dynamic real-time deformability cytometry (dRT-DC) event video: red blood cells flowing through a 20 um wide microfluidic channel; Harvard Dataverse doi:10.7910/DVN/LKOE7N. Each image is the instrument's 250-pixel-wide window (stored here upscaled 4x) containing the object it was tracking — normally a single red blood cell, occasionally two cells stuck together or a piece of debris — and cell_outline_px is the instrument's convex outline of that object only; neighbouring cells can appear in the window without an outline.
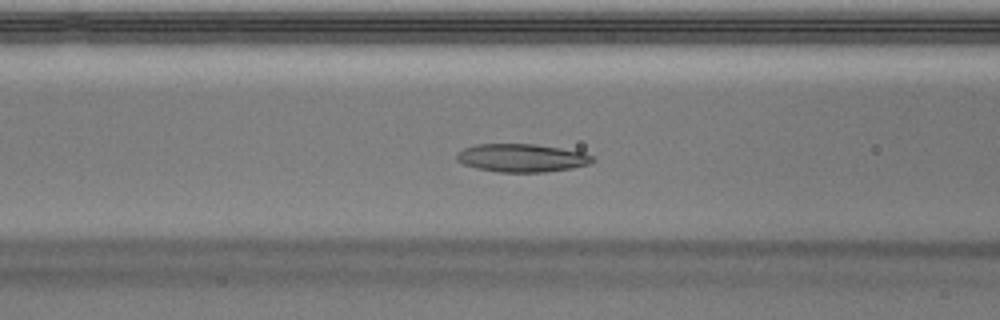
{"species": "Egyptian fruit bat (a non-hibernating species)", "species_latin": "Rousettus aegyptiacus", "temperature_condition": "warm", "stored_images_in_passage": 51, "camera_frame_rate_fps": 3000, "um_per_image_px": 0.085, "animal": {"sex": "male"}, "frame": {"image": 1, "passage_image": 20, "time_ms": 6.333, "image_size_px": [1000, 320], "cell_outline_px": [[596, 160], [588, 164], [572, 168], [544, 172], [496, 172], [476, 168], [464, 164], [456, 160], [456, 156], [464, 148], [476, 144], [536, 144], [584, 152], [592, 156]], "centroid_in_image_um": [44.36, 13.42], "position_along_channel_um": 122.2, "area_um2": 22.25}}
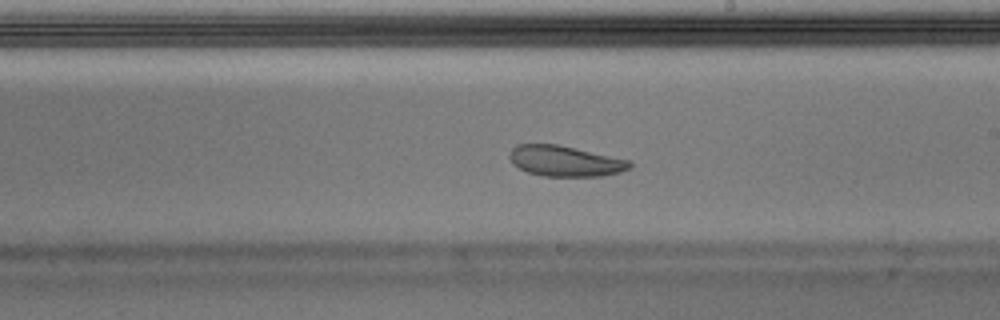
{"frame": {"image": 2, "passage_image": 29, "time_ms": 9.333, "image_size_px": [1000, 320], "cell_outline_px": [[632, 168], [620, 172], [604, 176], [544, 176], [528, 172], [512, 164], [508, 156], [512, 148], [516, 144], [556, 144], [628, 160], [632, 164]], "centroid_in_image_um": [48.01, 13.69], "position_along_channel_um": 241.0, "area_um2": 21.33}}
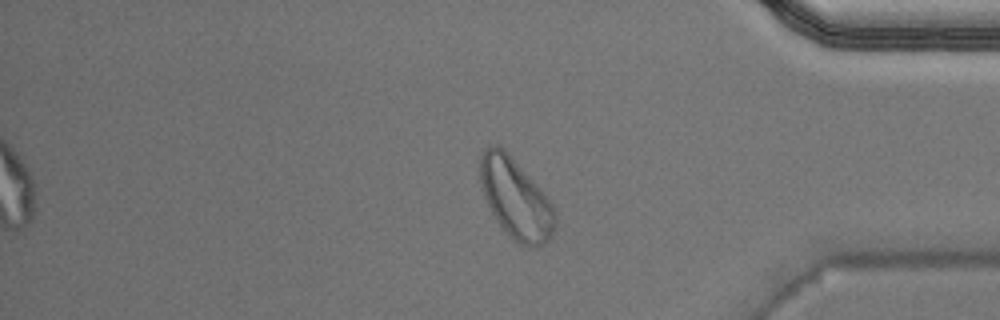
{"frame": {"image": 3, "passage_image": 42, "time_ms": 13.667, "image_size_px": [1000, 320], "cell_outline_px": [[556, 228], [548, 240], [544, 244], [536, 248], [528, 248], [512, 240], [496, 220], [488, 204], [480, 184], [480, 156], [484, 148], [488, 144], [500, 144], [508, 152], [540, 188], [552, 204], [556, 212]], "centroid_in_image_um": [43.84, 16.88], "position_along_channel_um": 391.4, "area_um2": 35.37}, "authors_computed_cell_mechanics": {"area_um2": 23.0622, "velocity_mm_per_s": 3.9635, "shape_relaxation_time_tau1_ms": null, "shape_relaxation_time_tau2_ms": 5.2349, "deformation_change_tau1": null, "deformation_change_tau2": 0.1146}}